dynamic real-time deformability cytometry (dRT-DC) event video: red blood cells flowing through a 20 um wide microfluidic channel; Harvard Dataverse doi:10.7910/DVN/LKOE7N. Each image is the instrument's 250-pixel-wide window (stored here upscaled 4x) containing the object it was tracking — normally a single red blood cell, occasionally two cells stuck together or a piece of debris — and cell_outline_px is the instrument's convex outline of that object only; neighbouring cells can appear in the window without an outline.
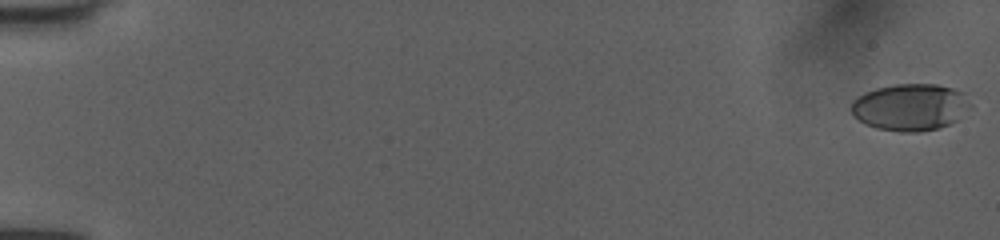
{"species": "human", "species_latin": "Homo sapiens", "temperature_condition": "room temperature", "stored_images_in_passage": 53, "camera_frame_rate_fps": 3000, "um_per_image_px": 0.085, "donor": {"sex": "female"}, "frame": {"image": 1, "passage_image": 1, "time_ms": 0.0, "image_size_px": [1000, 240], "cell_outline_px": [[972, 104], [956, 120], [948, 124], [936, 128], [920, 132], [900, 132], [876, 128], [864, 124], [852, 112], [852, 100], [864, 92], [876, 88], [896, 84], [936, 84], [952, 88], [964, 92]], "centroid_in_image_um": [77.37, 9.1], "position_along_channel_um": 7.6, "area_um2": 32.48}}
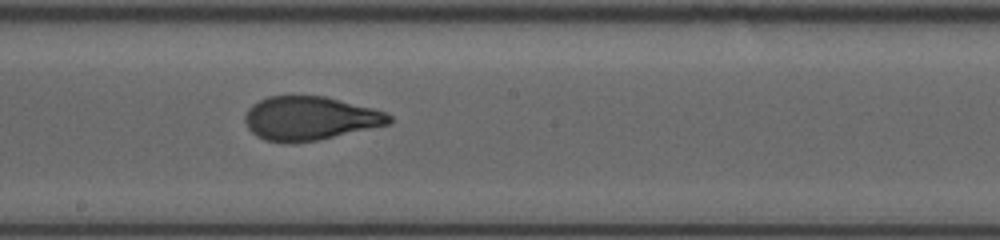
{"frame": {"image": 2, "passage_image": 31, "time_ms": 10.0, "image_size_px": [1000, 240], "cell_outline_px": [[392, 124], [316, 140], [292, 144], [288, 144], [264, 140], [256, 136], [248, 128], [244, 120], [244, 116], [248, 108], [252, 104], [268, 96], [324, 96], [388, 112], [392, 116]], "centroid_in_image_um": [26.34, 10.07], "position_along_channel_um": 221.9, "area_um2": 36.99}}
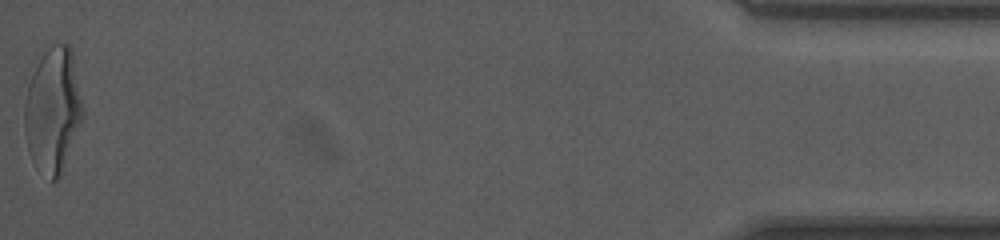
{"frame": {"image": 3, "passage_image": 53, "time_ms": 17.333, "image_size_px": [1000, 240], "cell_outline_px": [[84, 116], [64, 172], [52, 184], [28, 152], [24, 132], [24, 104], [28, 84], [40, 56], [56, 40], [68, 44], [72, 48], [84, 112]], "centroid_in_image_um": [4.52, 9.36], "position_along_channel_um": 430.7, "area_um2": 43.23}, "authors_computed_cell_mechanics": {"area_um2": 36.992, "velocity_mm_per_s": 4.0232, "shape_relaxation_time_tau1_ms": 5.8257, "shape_relaxation_time_tau2_ms": null, "deformation_change_tau1": 0.2359, "deformation_change_tau2": null}}